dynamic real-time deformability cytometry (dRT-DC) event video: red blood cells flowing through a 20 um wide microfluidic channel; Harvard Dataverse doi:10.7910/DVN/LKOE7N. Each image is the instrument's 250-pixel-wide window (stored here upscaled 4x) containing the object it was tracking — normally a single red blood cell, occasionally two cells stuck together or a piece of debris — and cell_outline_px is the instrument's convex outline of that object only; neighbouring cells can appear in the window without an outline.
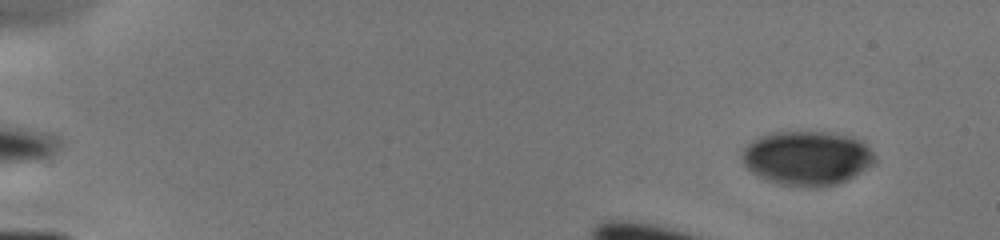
{"species": "human", "species_latin": "Homo sapiens", "temperature_condition": "cold", "stored_images_in_passage": 5, "camera_frame_rate_fps": 3000, "um_per_image_px": 0.085, "donor": {"sex": "male"}, "frame": {"image": 1, "passage_image": 1, "time_ms": 0.0, "image_size_px": [1000, 240], "cell_outline_px": [[876, 164], [848, 180], [836, 184], [816, 188], [808, 188], [780, 184], [756, 176], [744, 164], [744, 148], [752, 140], [760, 136], [772, 132], [832, 132], [852, 136], [860, 140], [872, 152], [876, 160]], "centroid_in_image_um": [68.64, 13.45], "position_along_channel_um": 16.4, "area_um2": 42.25}}
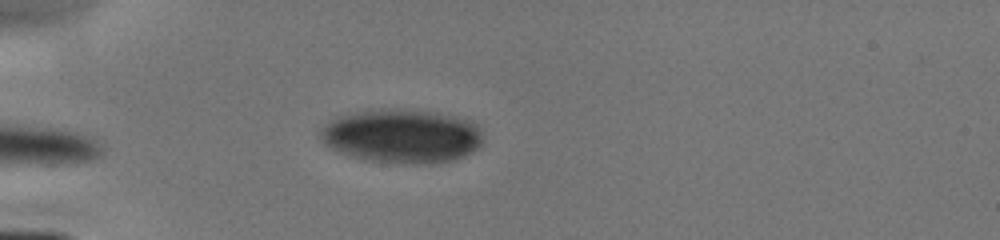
{"frame": {"image": 2, "passage_image": 5, "time_ms": 3.667, "image_size_px": [1000, 240], "cell_outline_px": [[480, 148], [464, 156], [452, 160], [432, 164], [412, 164], [368, 160], [352, 156], [332, 148], [324, 144], [316, 132], [324, 124], [336, 116], [348, 112], [388, 108], [404, 108], [436, 112], [472, 120], [480, 124]], "centroid_in_image_um": [34.14, 11.54], "position_along_channel_um": 50.9, "area_um2": 51.9}}